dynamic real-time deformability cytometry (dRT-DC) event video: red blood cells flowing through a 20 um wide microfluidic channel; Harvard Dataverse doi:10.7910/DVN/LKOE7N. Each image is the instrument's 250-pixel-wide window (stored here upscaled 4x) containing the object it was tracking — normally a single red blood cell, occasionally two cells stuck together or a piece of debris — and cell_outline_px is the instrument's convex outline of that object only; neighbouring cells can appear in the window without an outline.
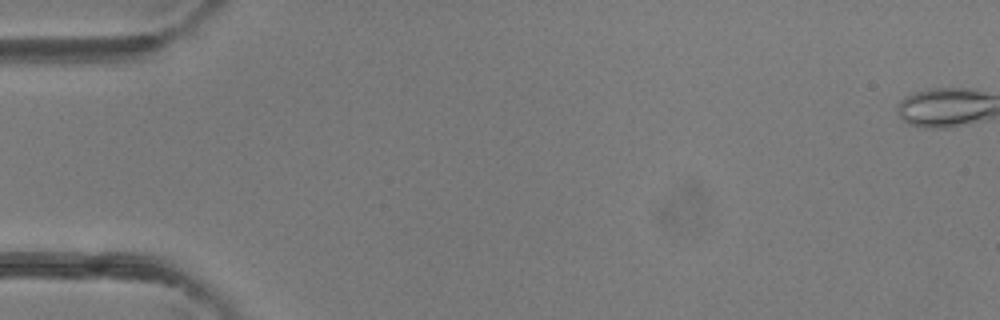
{"species": "common noctule bat (a hibernating species)", "species_latin": "Nyctalus noctula", "temperature_condition": "room temperature", "stored_images_in_passage": 1, "camera_frame_rate_fps": 3000, "um_per_image_px": 0.085, "animal": {"sex": "female"}, "frame": {"image": 1, "passage_image": 1, "time_ms": 0.0, "image_size_px": [1000, 320], "cell_outline_px": [[984, 112], [976, 116], [960, 120], [920, 120], [924, 96], [944, 92], [964, 92], [984, 96]], "centroid_in_image_um": [80.91, 9.03], "position_along_channel_um": 4.1, "area_um2": 11.33}}